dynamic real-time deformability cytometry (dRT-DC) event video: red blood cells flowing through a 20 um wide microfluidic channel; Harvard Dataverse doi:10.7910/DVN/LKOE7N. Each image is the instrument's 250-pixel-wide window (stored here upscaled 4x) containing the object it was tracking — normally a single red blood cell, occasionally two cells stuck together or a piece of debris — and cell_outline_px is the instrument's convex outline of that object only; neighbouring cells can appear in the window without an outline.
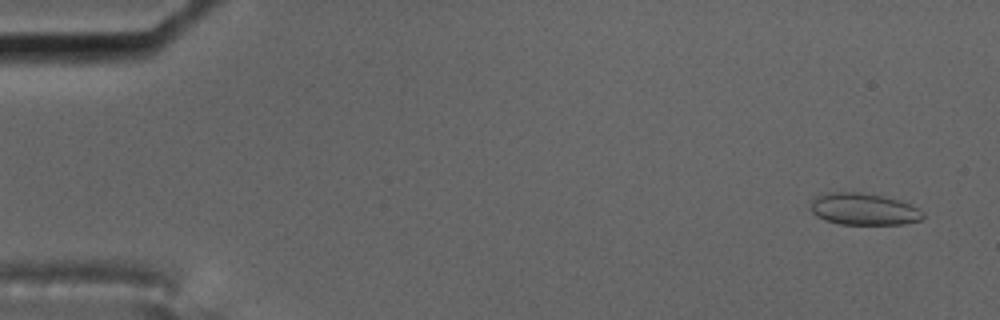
{"species": "common noctule bat (a hibernating species)", "species_latin": "Nyctalus noctula", "temperature_condition": "cold", "stored_images_in_passage": 57, "camera_frame_rate_fps": 3000, "um_per_image_px": 0.085, "animal": {"sex": "male", "body_mass_g": 17.5, "forearm_length_mm": 52.3}, "frame": {"image": 1, "passage_image": 3, "time_ms": 0.667, "image_size_px": [1000, 320], "cell_outline_px": [[924, 216], [920, 220], [904, 224], [840, 224], [824, 220], [816, 216], [812, 212], [812, 200], [816, 196], [828, 192], [860, 192], [900, 200], [924, 212]], "centroid_in_image_um": [73.4, 17.78], "position_along_channel_um": 11.6, "area_um2": 20.69}}
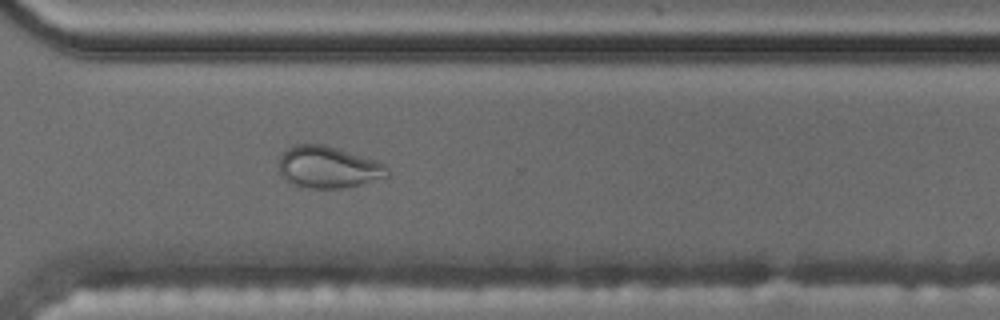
{"frame": {"image": 2, "passage_image": 42, "time_ms": 13.667, "image_size_px": [1000, 320], "cell_outline_px": [[388, 176], [360, 184], [344, 188], [308, 188], [292, 184], [284, 180], [280, 172], [280, 156], [292, 144], [324, 144], [376, 160], [384, 164], [388, 168]], "centroid_in_image_um": [27.87, 14.21], "position_along_channel_um": 342.7, "area_um2": 26.36}}
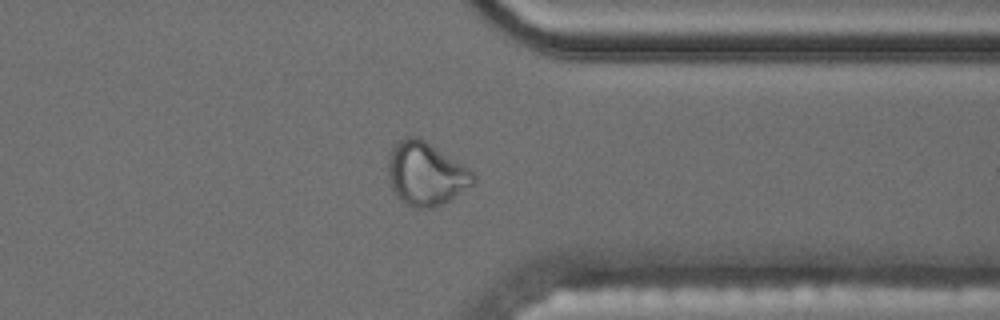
{"frame": {"image": 3, "passage_image": 45, "time_ms": 14.667, "image_size_px": [1000, 320], "cell_outline_px": [[476, 180], [472, 184], [448, 200], [432, 208], [416, 208], [404, 204], [400, 200], [392, 188], [388, 176], [388, 156], [392, 148], [404, 136], [416, 136], [424, 140], [468, 168], [476, 176]], "centroid_in_image_um": [36.16, 14.77], "position_along_channel_um": 375.2, "area_um2": 30.98}}